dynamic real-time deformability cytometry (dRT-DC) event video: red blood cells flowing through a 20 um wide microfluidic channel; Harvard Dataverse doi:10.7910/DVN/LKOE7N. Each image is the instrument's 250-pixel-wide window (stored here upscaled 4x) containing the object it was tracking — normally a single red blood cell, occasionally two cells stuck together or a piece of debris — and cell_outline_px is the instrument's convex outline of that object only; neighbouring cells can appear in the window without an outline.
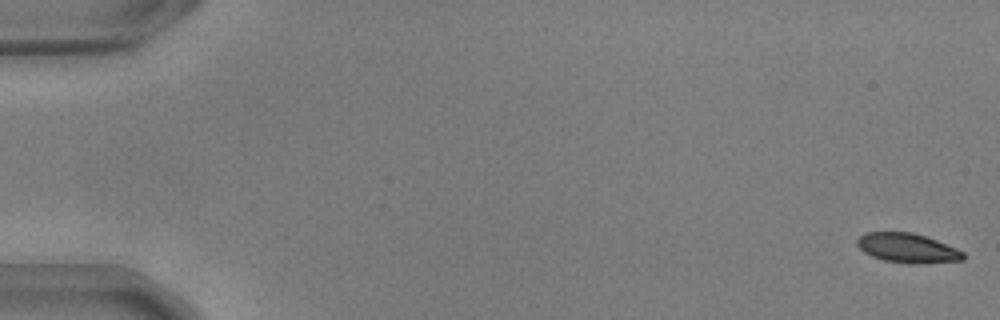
{"species": "common noctule bat (a hibernating species)", "species_latin": "Nyctalus noctula", "temperature_condition": "warm", "stored_images_in_passage": 9, "camera_frame_rate_fps": 3000, "um_per_image_px": 0.085, "animal": {"sex": "male", "body_mass_g": 17.9, "forearm_length_mm": 54.2}, "frame": {"image": 1, "passage_image": 1, "time_ms": 0.0, "image_size_px": [1000, 320], "cell_outline_px": [[964, 260], [916, 264], [912, 264], [884, 260], [872, 256], [864, 252], [856, 244], [856, 240], [864, 232], [912, 232], [936, 240], [956, 248], [964, 252]], "centroid_in_image_um": [77.12, 21.08], "position_along_channel_um": 7.9, "area_um2": 18.15}}